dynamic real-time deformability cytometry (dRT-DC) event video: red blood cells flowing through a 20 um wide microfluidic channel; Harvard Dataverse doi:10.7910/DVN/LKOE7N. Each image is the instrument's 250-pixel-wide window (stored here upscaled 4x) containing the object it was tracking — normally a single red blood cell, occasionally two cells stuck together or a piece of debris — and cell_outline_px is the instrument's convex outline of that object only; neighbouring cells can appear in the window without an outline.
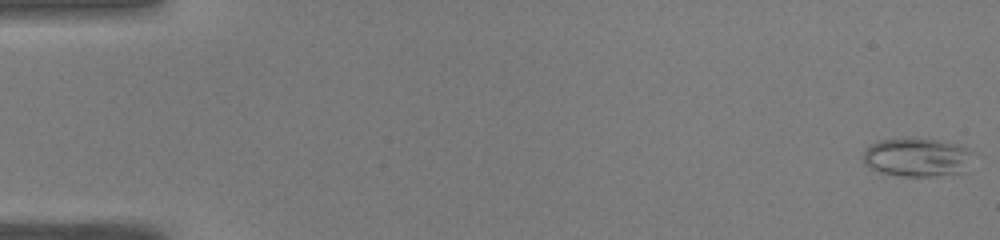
{"species": "common noctule bat (a hibernating species)", "species_latin": "Nyctalus noctula", "temperature_condition": "warm", "stored_images_in_passage": 50, "camera_frame_rate_fps": 3000, "um_per_image_px": 0.085, "animal": {"sex": "male", "body_mass_g": 19.0, "forearm_length_mm": 50.8}, "frame": {"image": 1, "passage_image": 1, "time_ms": 0.0, "image_size_px": [1000, 240], "cell_outline_px": [[972, 152], [964, 172], [936, 176], [904, 176], [880, 172], [864, 164], [864, 152], [872, 144], [880, 140], [904, 136], [908, 136], [936, 140], [956, 144], [968, 148]], "centroid_in_image_um": [77.93, 13.34], "position_along_channel_um": 7.1, "area_um2": 24.8}}
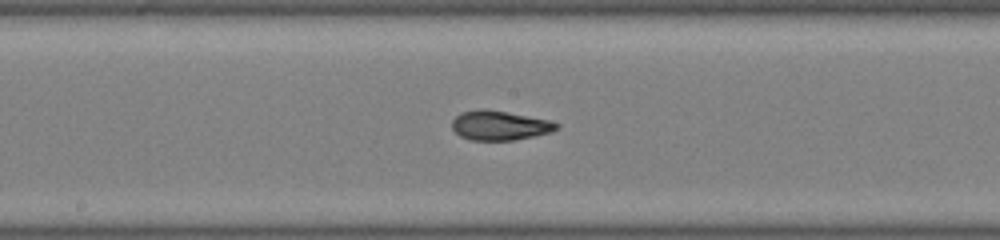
{"frame": {"image": 2, "passage_image": 27, "time_ms": 8.667, "image_size_px": [1000, 240], "cell_outline_px": [[560, 128], [552, 132], [512, 140], [468, 140], [460, 136], [452, 128], [452, 120], [460, 112], [484, 108], [548, 120], [560, 124]], "centroid_in_image_um": [42.45, 10.66], "position_along_channel_um": 205.8, "area_um2": 17.86}}
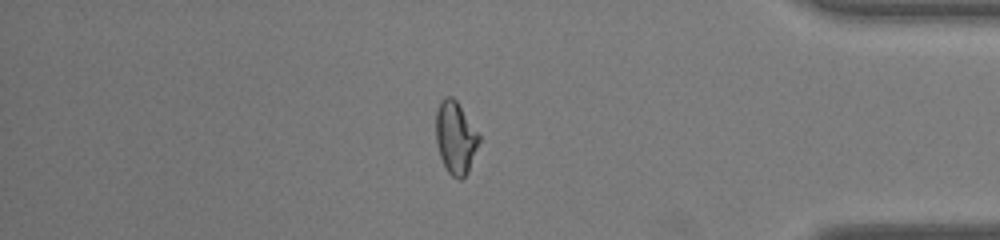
{"frame": {"image": 3, "passage_image": 43, "time_ms": 14.0, "image_size_px": [1000, 240], "cell_outline_px": [[480, 140], [468, 172], [460, 180], [452, 176], [448, 172], [440, 156], [436, 140], [436, 112], [440, 100], [444, 96], [452, 96], [456, 100], [480, 136]], "centroid_in_image_um": [38.71, 11.68], "position_along_channel_um": 396.5, "area_um2": 18.03}, "authors_computed_cell_mechanics": {"area_um2": 18.5538, "velocity_mm_per_s": 4.0893, "shape_relaxation_time_tau1_ms": null, "shape_relaxation_time_tau2_ms": 1.413, "deformation_change_tau1": null, "deformation_change_tau2": 0.0626}}